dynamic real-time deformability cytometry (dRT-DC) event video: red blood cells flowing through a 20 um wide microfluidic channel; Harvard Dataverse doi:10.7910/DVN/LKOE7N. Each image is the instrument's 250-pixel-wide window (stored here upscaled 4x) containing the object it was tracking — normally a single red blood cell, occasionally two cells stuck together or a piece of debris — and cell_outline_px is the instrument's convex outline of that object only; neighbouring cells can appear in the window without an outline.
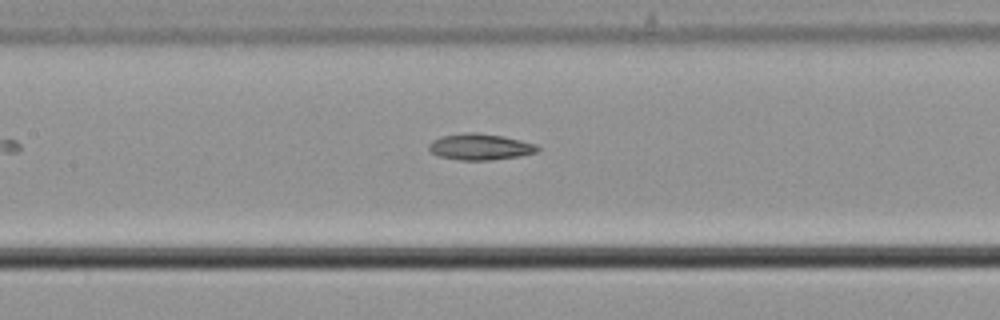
{"species": "common noctule bat (a hibernating species)", "species_latin": "Nyctalus noctula", "temperature_condition": "cold", "stored_images_in_passage": 5, "camera_frame_rate_fps": 3000, "um_per_image_px": 0.085, "animal": {"sex": "male", "body_mass_g": 21.5, "forearm_length_mm": 52.0}, "frame": {"image": 1, "passage_image": 5, "time_ms": 1.333, "image_size_px": [1000, 320], "cell_outline_px": [[540, 148], [536, 152], [520, 156], [488, 160], [460, 160], [440, 156], [432, 152], [428, 148], [428, 144], [432, 140], [440, 136], [468, 132], [476, 132], [504, 136], [536, 144]], "centroid_in_image_um": [40.8, 12.47], "position_along_channel_um": 166.6, "area_um2": 16.59}}